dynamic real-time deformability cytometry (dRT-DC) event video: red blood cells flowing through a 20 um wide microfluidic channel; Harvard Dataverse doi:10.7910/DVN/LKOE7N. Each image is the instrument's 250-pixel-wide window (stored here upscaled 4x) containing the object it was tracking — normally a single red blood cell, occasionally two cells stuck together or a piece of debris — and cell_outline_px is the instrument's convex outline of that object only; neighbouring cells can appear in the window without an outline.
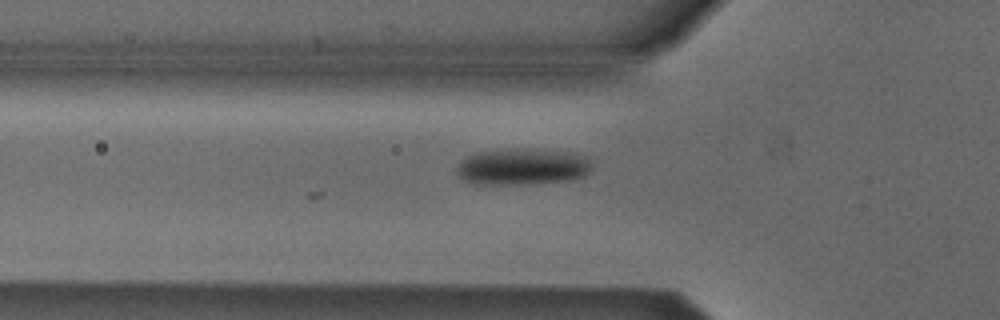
{"species": "Egyptian fruit bat (a non-hibernating species)", "species_latin": "Rousettus aegyptiacus", "temperature_condition": "cold", "stored_images_in_passage": 5, "camera_frame_rate_fps": 3000, "um_per_image_px": 0.085, "animal": {"sex": "male"}, "frame": {"image": 1, "passage_image": 5, "time_ms": 1.333, "image_size_px": [1000, 320], "cell_outline_px": [[592, 168], [584, 176], [572, 180], [500, 184], [484, 184], [464, 180], [456, 172], [456, 168], [468, 156], [480, 152], [516, 148], [524, 148], [572, 152], [592, 156]], "centroid_in_image_um": [44.52, 14.14], "position_along_channel_um": 81.3, "area_um2": 28.55}}